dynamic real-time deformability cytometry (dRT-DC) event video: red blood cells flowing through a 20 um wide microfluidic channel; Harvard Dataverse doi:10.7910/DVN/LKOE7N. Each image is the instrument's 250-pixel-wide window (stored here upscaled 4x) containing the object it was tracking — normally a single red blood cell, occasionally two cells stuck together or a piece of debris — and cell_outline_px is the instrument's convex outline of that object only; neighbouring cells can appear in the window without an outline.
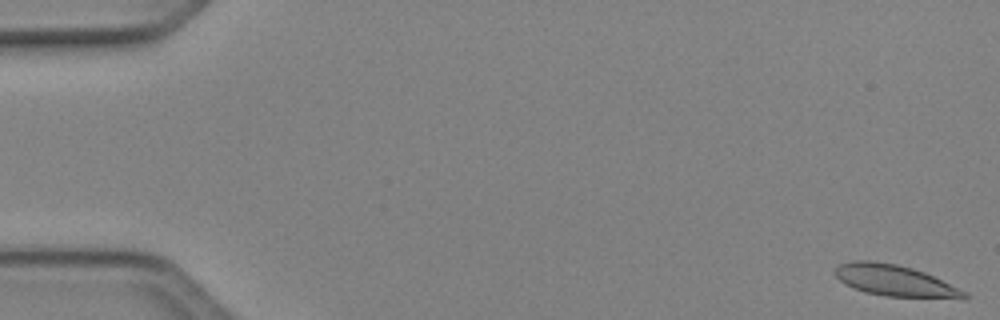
{"species": "Egyptian fruit bat (a non-hibernating species)", "species_latin": "Rousettus aegyptiacus", "temperature_condition": "cold", "stored_images_in_passage": 50, "camera_frame_rate_fps": 3000, "um_per_image_px": 0.085, "animal": {"sex": "female"}, "frame": {"image": 1, "passage_image": 1, "time_ms": 0.0, "image_size_px": [1000, 320], "cell_outline_px": [[968, 296], [964, 300], [888, 296], [864, 292], [852, 288], [844, 284], [836, 276], [836, 268], [840, 264], [852, 260], [868, 260], [896, 264], [912, 268], [924, 272], [968, 292]], "centroid_in_image_um": [76.12, 23.88], "position_along_channel_um": 8.9, "area_um2": 23.81}}
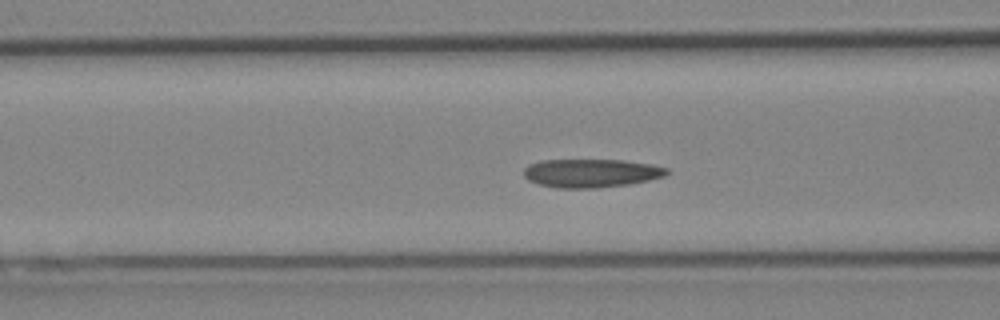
{"frame": {"image": 2, "passage_image": 20, "time_ms": 6.333, "image_size_px": [1000, 320], "cell_outline_px": [[668, 172], [664, 176], [648, 180], [628, 184], [596, 188], [556, 188], [540, 184], [528, 180], [524, 176], [524, 168], [528, 164], [540, 160], [624, 160], [652, 164], [668, 168]], "centroid_in_image_um": [50.22, 14.71], "position_along_channel_um": 116.4, "area_um2": 23.76}}
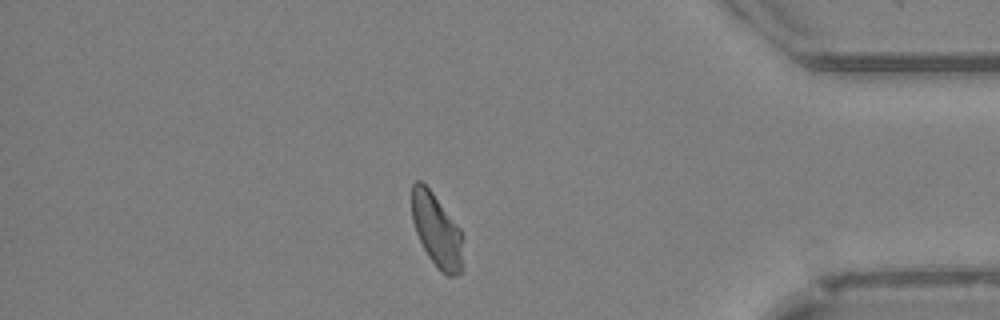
{"frame": {"image": 3, "passage_image": 43, "time_ms": 14.0, "image_size_px": [1000, 320], "cell_outline_px": [[464, 236], [460, 276], [448, 276], [440, 272], [428, 256], [416, 232], [412, 220], [412, 184], [416, 180], [420, 180], [432, 192], [460, 228]], "centroid_in_image_um": [37.14, 19.61], "position_along_channel_um": 398.1, "area_um2": 21.96}, "authors_computed_cell_mechanics": {"area_um2": 23.2356, "velocity_mm_per_s": 4.0779, "shape_relaxation_time_tau1_ms": null, "shape_relaxation_time_tau2_ms": 3.2283, "deformation_change_tau1": null, "deformation_change_tau2": 0.0879}}